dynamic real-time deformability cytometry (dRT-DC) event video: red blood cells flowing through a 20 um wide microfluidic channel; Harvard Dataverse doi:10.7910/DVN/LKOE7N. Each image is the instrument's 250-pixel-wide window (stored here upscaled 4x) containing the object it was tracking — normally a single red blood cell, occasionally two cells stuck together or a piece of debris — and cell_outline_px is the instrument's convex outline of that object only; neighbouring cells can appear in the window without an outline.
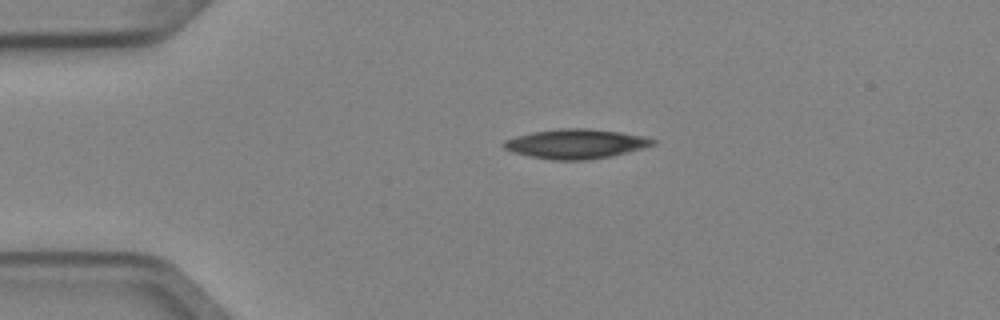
{"species": "Egyptian fruit bat (a non-hibernating species)", "species_latin": "Rousettus aegyptiacus", "temperature_condition": "cold", "stored_images_in_passage": 4, "camera_frame_rate_fps": 3000, "um_per_image_px": 0.085, "animal": {"sex": "female"}, "frame": {"image": 1, "passage_image": 3, "time_ms": 0.667, "image_size_px": [1000, 320], "cell_outline_px": [[656, 144], [608, 156], [584, 160], [552, 160], [512, 152], [504, 148], [500, 144], [504, 140], [516, 136], [532, 132], [560, 128], [588, 128], [620, 132], [644, 136], [656, 140]], "centroid_in_image_um": [48.89, 12.21], "position_along_channel_um": 36.1, "area_um2": 25.37}}